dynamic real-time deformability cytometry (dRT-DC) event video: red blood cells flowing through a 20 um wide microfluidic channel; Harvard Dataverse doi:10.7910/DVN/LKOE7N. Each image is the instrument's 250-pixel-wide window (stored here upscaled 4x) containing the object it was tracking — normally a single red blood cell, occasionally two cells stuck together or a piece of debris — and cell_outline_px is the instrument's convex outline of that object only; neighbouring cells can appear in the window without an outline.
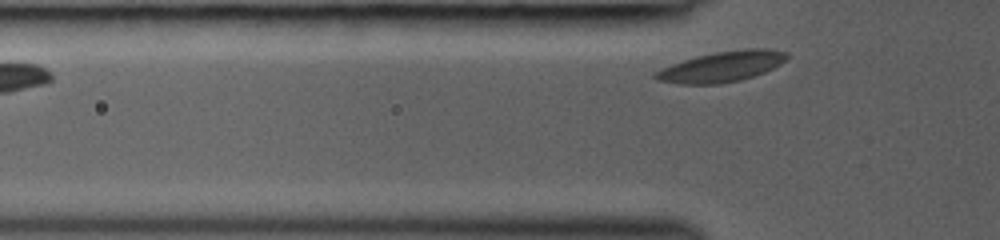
{"species": "common noctule bat (a hibernating species)", "species_latin": "Nyctalus noctula", "temperature_condition": "room temperature", "stored_images_in_passage": 3, "segment_of_instrument_passage": [2, 2], "camera_frame_rate_fps": 3000, "um_per_image_px": 0.085, "animal": {"sex": "female", "body_mass_g": 19.0, "forearm_length_mm": 53.3}, "frame": {"image": 1, "passage_image": 3, "time_ms": 1.333, "image_size_px": [1000, 240], "cell_outline_px": [[788, 56], [780, 64], [764, 72], [740, 80], [720, 84], [680, 84], [656, 80], [652, 76], [652, 72], [672, 64], [696, 56], [716, 52], [748, 48], [768, 48], [788, 52]], "centroid_in_image_um": [61.32, 5.66], "position_along_channel_um": 64.5, "area_um2": 23.35}}